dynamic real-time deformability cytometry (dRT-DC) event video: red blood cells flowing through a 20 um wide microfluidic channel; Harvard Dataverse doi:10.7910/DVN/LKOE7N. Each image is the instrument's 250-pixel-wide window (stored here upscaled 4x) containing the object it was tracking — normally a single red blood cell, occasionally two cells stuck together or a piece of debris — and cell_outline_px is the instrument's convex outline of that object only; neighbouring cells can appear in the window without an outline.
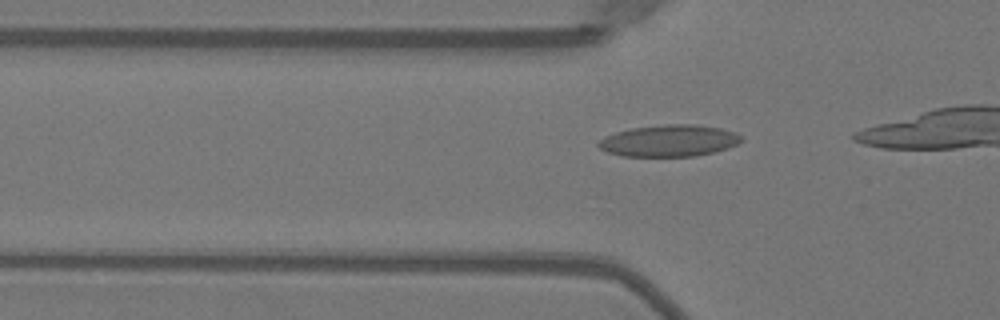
{"species": "Egyptian fruit bat (a non-hibernating species)", "species_latin": "Rousettus aegyptiacus", "temperature_condition": "warm", "stored_images_in_passage": 16, "camera_frame_rate_fps": 3000, "um_per_image_px": 0.085, "animal": {"sex": "female"}, "frame": {"image": 1, "passage_image": 10, "time_ms": 3.0, "image_size_px": [1000, 320], "cell_outline_px": [[744, 140], [728, 148], [696, 156], [624, 156], [608, 152], [600, 148], [596, 144], [604, 136], [616, 132], [632, 128], [664, 124], [692, 124], [720, 128], [736, 132]], "centroid_in_image_um": [56.88, 11.96], "position_along_channel_um": 68.9, "area_um2": 26.3}}
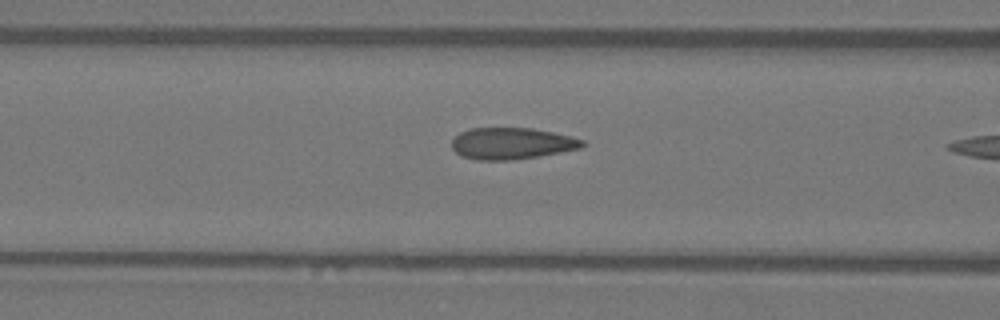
{"frame": {"image": 2, "passage_image": 14, "time_ms": 4.333, "image_size_px": [1000, 320], "cell_outline_px": [[588, 144], [580, 148], [540, 156], [512, 160], [476, 160], [464, 156], [456, 152], [452, 148], [452, 140], [460, 132], [472, 128], [532, 128], [552, 132], [584, 140]], "centroid_in_image_um": [43.51, 12.19], "position_along_channel_um": 123.1, "area_um2": 23.93}}